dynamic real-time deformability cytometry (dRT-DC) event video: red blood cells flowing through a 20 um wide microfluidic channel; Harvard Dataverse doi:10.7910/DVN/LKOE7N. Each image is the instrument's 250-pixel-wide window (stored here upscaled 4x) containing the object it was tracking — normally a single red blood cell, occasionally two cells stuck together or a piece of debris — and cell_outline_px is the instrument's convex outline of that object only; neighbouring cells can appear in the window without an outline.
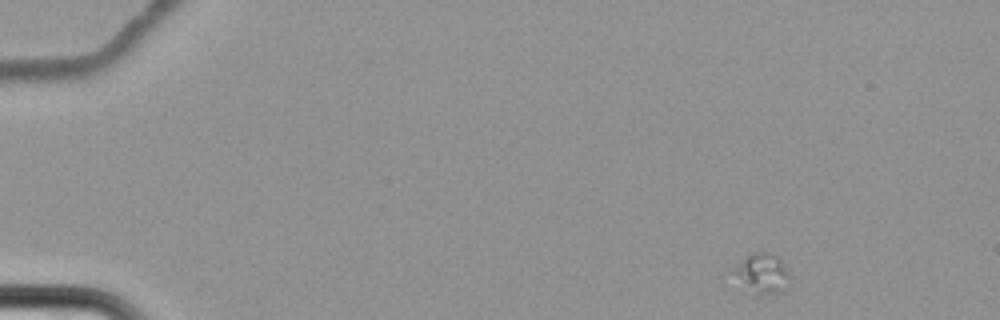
{"species": "common noctule bat (a hibernating species)", "species_latin": "Nyctalus noctula", "temperature_condition": "cold", "stored_images_in_passage": 10, "camera_frame_rate_fps": 3000, "um_per_image_px": 0.085, "animal": {"sex": "female", "body_mass_g": 22.7, "forearm_length_mm": 54.2}, "frame": {"image": 1, "passage_image": 1, "time_ms": 0.0, "image_size_px": [1000, 320], "cell_outline_px": [[788, 276], [784, 288], [780, 292], [760, 292], [736, 272], [732, 268], [752, 252], [764, 252], [776, 256], [780, 260], [788, 272]], "centroid_in_image_um": [64.87, 23.11], "position_along_channel_um": 20.1, "area_um2": 11.16}}